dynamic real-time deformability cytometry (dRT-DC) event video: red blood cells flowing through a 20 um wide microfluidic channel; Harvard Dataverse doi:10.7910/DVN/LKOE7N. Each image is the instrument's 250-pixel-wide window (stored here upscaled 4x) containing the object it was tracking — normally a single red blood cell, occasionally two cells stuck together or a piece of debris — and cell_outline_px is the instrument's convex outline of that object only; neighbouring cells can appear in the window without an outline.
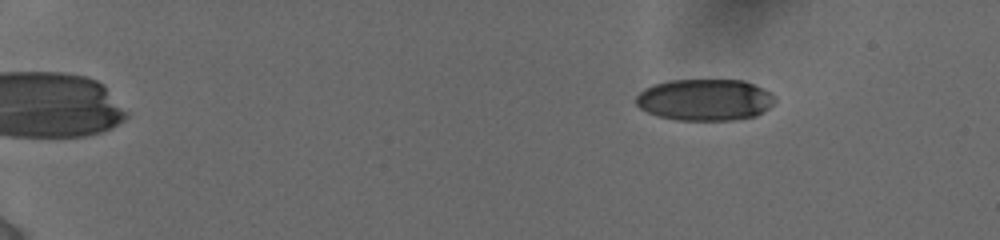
{"species": "human", "species_latin": "Homo sapiens", "temperature_condition": "cold", "stored_images_in_passage": 17, "camera_frame_rate_fps": 3000, "um_per_image_px": 0.085, "donor": {"sex": "female"}, "frame": {"image": 1, "passage_image": 1, "time_ms": 0.0, "image_size_px": [1000, 240], "cell_outline_px": [[776, 100], [764, 112], [756, 116], [736, 120], [676, 120], [656, 116], [640, 108], [636, 104], [636, 96], [644, 88], [652, 84], [668, 80], [744, 80], [772, 92], [776, 96]], "centroid_in_image_um": [59.93, 8.48], "position_along_channel_um": 25.1, "area_um2": 34.1}}
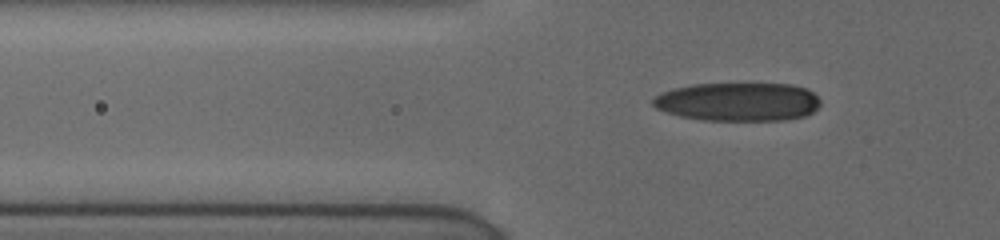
{"frame": {"image": 2, "passage_image": 12, "time_ms": 4.0, "image_size_px": [1000, 240], "cell_outline_px": [[820, 104], [812, 112], [804, 116], [784, 120], [704, 120], [680, 116], [656, 108], [652, 104], [652, 100], [660, 92], [692, 84], [792, 84], [808, 88], [820, 100]], "centroid_in_image_um": [62.74, 8.65], "position_along_channel_um": 63.1, "area_um2": 37.51}}
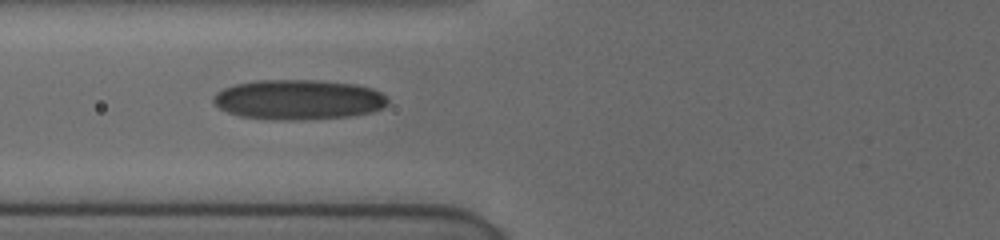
{"frame": {"image": 3, "passage_image": 15, "time_ms": 5.333, "image_size_px": [1000, 240], "cell_outline_px": [[388, 104], [384, 108], [372, 112], [352, 116], [304, 120], [272, 120], [240, 116], [228, 112], [220, 108], [212, 100], [212, 96], [216, 92], [224, 88], [236, 84], [256, 80], [320, 80], [356, 84], [372, 88], [380, 92], [388, 100]], "centroid_in_image_um": [25.38, 8.47], "position_along_channel_um": 100.4, "area_um2": 41.04}}